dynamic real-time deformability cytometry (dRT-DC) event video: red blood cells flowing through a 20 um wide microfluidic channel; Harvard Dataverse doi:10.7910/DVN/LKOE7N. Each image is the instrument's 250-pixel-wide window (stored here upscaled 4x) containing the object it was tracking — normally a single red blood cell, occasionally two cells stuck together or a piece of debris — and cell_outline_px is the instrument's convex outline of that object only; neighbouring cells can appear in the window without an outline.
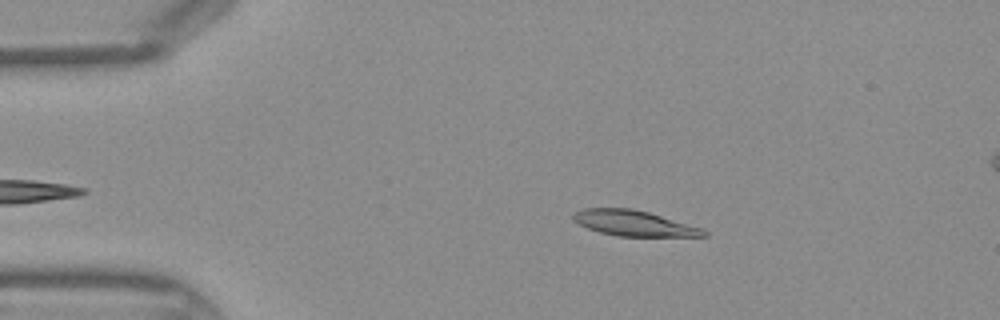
{"species": "Egyptian fruit bat (a non-hibernating species)", "species_latin": "Rousettus aegyptiacus", "temperature_condition": "warm", "stored_images_in_passage": 38, "camera_frame_rate_fps": 3000, "um_per_image_px": 0.085, "frame": {"image": 1, "passage_image": 8, "time_ms": 2.333, "image_size_px": [1000, 320], "cell_outline_px": [[708, 236], [616, 236], [600, 232], [588, 228], [572, 220], [572, 216], [576, 212], [584, 208], [632, 208], [648, 212], [704, 228], [708, 232]], "centroid_in_image_um": [53.91, 18.97], "position_along_channel_um": 31.1, "area_um2": 19.36}}
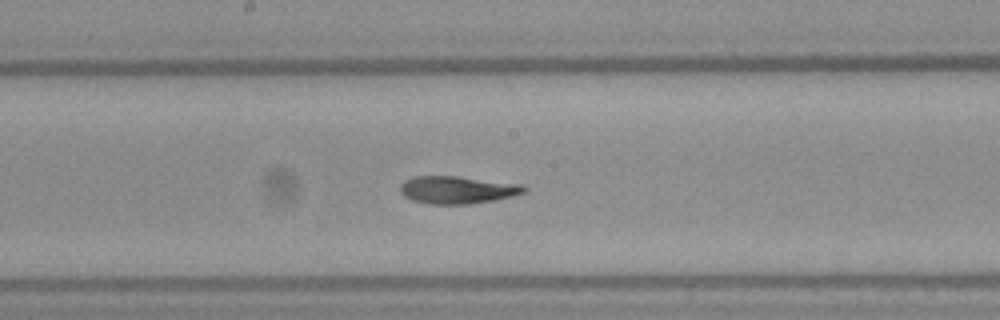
{"frame": {"image": 2, "passage_image": 23, "time_ms": 7.333, "image_size_px": [1000, 320], "cell_outline_px": [[528, 188], [524, 192], [512, 196], [472, 204], [428, 204], [412, 200], [404, 196], [400, 192], [400, 184], [404, 180], [412, 176], [456, 176], [524, 184]], "centroid_in_image_um": [38.86, 16.13], "position_along_channel_um": 209.3, "area_um2": 20.06}}
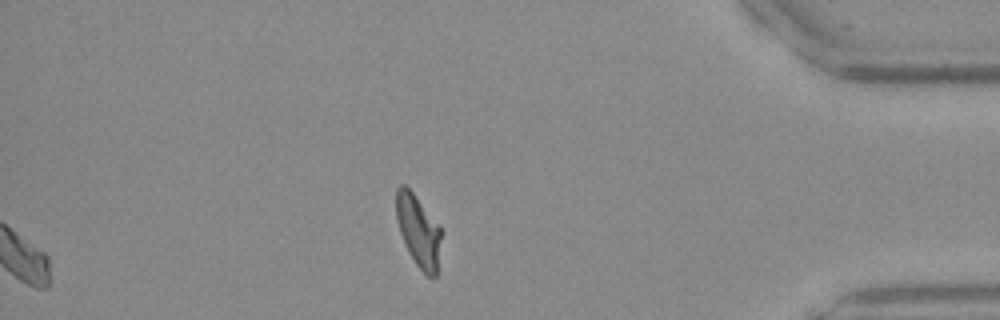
{"frame": {"image": 3, "passage_image": 38, "time_ms": 12.333, "image_size_px": [1000, 320], "cell_outline_px": [[444, 232], [436, 276], [424, 276], [416, 264], [400, 232], [396, 220], [396, 188], [400, 184], [404, 184], [412, 192], [440, 224]], "centroid_in_image_um": [35.61, 19.62], "position_along_channel_um": 399.6, "area_um2": 19.19}}